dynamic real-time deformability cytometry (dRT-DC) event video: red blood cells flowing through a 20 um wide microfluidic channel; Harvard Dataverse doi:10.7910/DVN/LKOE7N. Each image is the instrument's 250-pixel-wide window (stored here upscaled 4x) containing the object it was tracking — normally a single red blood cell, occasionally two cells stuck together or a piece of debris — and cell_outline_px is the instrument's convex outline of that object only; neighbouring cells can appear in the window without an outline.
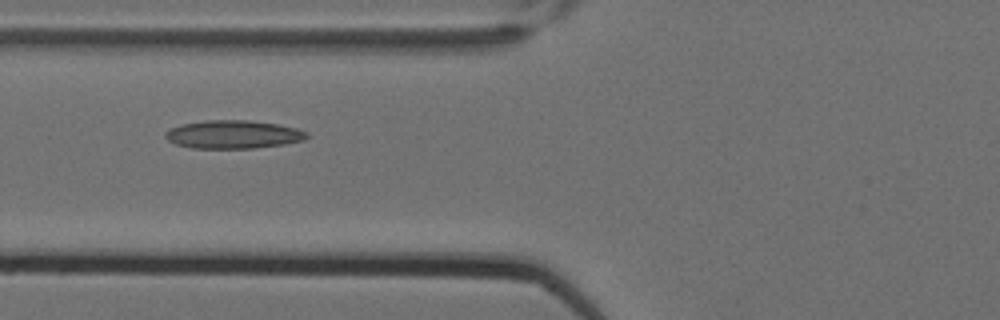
{"species": "Egyptian fruit bat (a non-hibernating species)", "species_latin": "Rousettus aegyptiacus", "temperature_condition": "cold", "stored_images_in_passage": 12, "camera_frame_rate_fps": 3000, "um_per_image_px": 0.085, "animal": {"sex": "female"}, "frame": {"image": 1, "passage_image": 4, "time_ms": 1.0, "image_size_px": [1000, 320], "cell_outline_px": [[308, 136], [304, 140], [284, 144], [252, 148], [192, 148], [176, 144], [168, 140], [164, 136], [164, 132], [180, 124], [208, 120], [248, 120], [276, 124], [296, 128], [308, 132]], "centroid_in_image_um": [19.81, 11.42], "position_along_channel_um": 106.0, "area_um2": 23.18}}
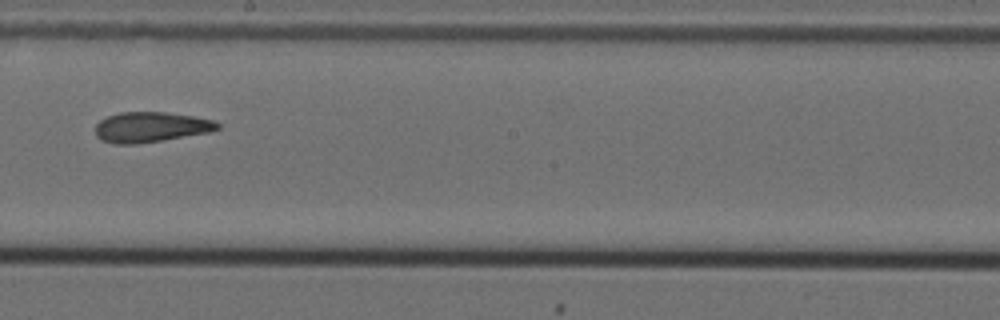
{"frame": {"image": 2, "passage_image": 7, "time_ms": 2.0, "image_size_px": [1000, 320], "cell_outline_px": [[220, 128], [208, 132], [136, 144], [116, 144], [100, 140], [96, 136], [96, 124], [100, 120], [108, 116], [120, 112], [168, 112], [216, 120], [220, 124]], "centroid_in_image_um": [12.8, 10.79], "position_along_channel_um": 235.4, "area_um2": 21.44}}
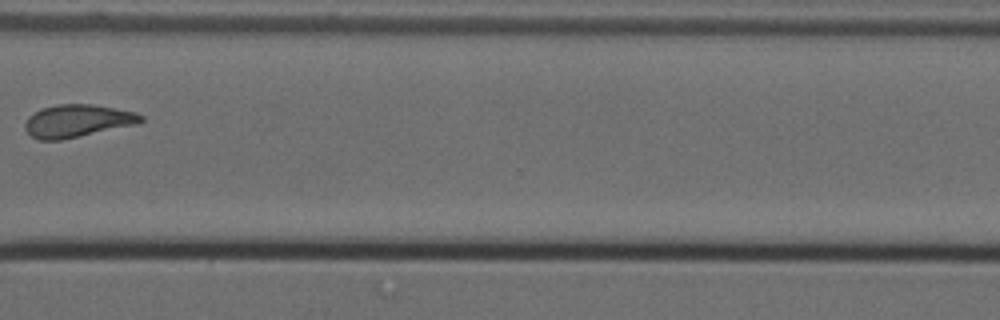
{"frame": {"image": 3, "passage_image": 10, "time_ms": 3.0, "image_size_px": [1000, 320], "cell_outline_px": [[144, 120], [140, 124], [60, 140], [36, 140], [24, 128], [24, 124], [28, 116], [44, 108], [56, 104], [92, 104], [136, 112], [144, 116]], "centroid_in_image_um": [6.61, 10.28], "position_along_channel_um": 364.0, "area_um2": 22.14}}